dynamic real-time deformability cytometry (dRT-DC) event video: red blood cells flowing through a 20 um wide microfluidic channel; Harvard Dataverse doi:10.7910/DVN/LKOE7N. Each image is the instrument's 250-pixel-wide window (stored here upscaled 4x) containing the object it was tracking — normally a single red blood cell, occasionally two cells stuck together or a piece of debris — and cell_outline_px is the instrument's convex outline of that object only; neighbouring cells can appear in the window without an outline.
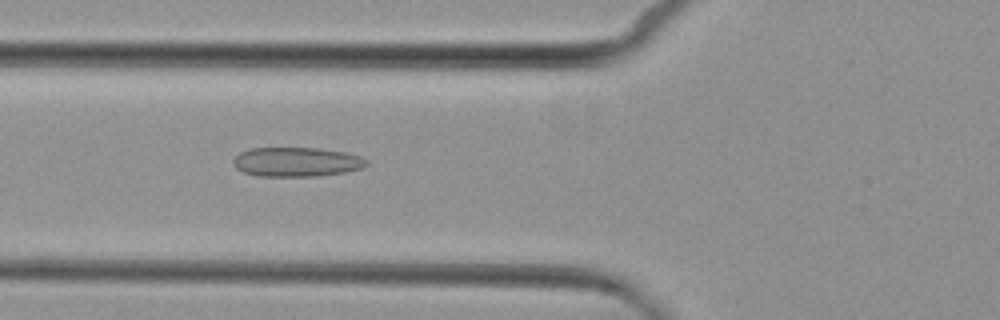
{"species": "common noctule bat (a hibernating species)", "species_latin": "Nyctalus noctula", "temperature_condition": "cold", "stored_images_in_passage": 7, "camera_frame_rate_fps": 3000, "um_per_image_px": 0.085, "animal": {"sex": "female", "body_mass_g": 29.2, "forearm_length_mm": 56.3}, "frame": {"image": 1, "passage_image": 6, "time_ms": 5.667, "image_size_px": [1000, 320], "cell_outline_px": [[368, 164], [364, 168], [344, 172], [316, 176], [256, 176], [244, 172], [236, 168], [232, 164], [232, 160], [240, 152], [248, 148], [316, 148], [344, 152], [360, 156], [368, 160]], "centroid_in_image_um": [25.19, 13.76], "position_along_channel_um": 100.6, "area_um2": 22.89}}
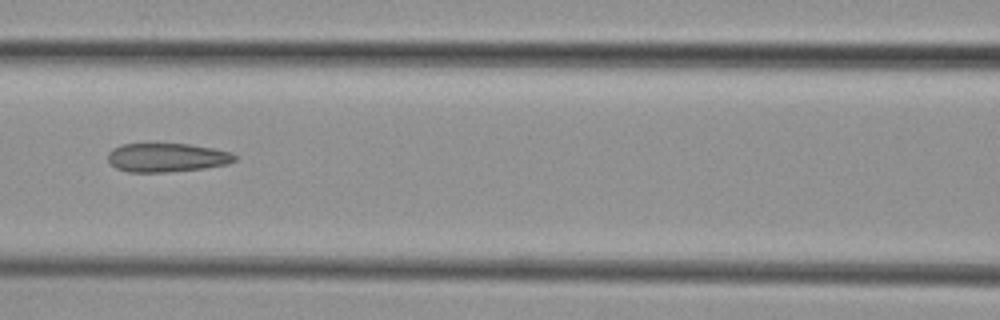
{"frame": {"image": 2, "passage_image": 7, "time_ms": 7.0, "image_size_px": [1000, 320], "cell_outline_px": [[236, 160], [228, 164], [204, 168], [168, 172], [128, 172], [116, 168], [108, 160], [108, 152], [112, 148], [120, 144], [188, 144], [212, 148], [232, 152], [236, 156]], "centroid_in_image_um": [14.18, 13.39], "position_along_channel_um": 152.4, "area_um2": 21.33}}